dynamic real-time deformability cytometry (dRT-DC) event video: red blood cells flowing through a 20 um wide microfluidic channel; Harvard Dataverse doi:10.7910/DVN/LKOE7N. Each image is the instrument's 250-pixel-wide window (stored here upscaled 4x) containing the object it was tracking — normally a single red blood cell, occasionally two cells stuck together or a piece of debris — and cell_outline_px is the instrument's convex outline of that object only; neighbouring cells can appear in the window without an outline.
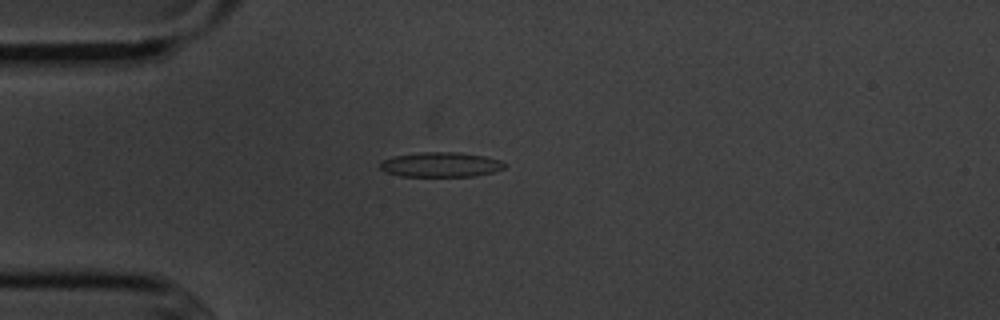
{"species": "common noctule bat (a hibernating species)", "species_latin": "Nyctalus noctula", "temperature_condition": "cold", "stored_images_in_passage": 41, "camera_frame_rate_fps": 3000, "um_per_image_px": 0.085, "animal": {"sex": "male", "body_mass_g": 20.1, "forearm_length_mm": 53.5}, "frame": {"image": 1, "passage_image": 1, "time_ms": 0.0, "image_size_px": [1000, 320], "cell_outline_px": [[504, 168], [492, 172], [472, 176], [400, 176], [384, 172], [380, 168], [380, 164], [384, 160], [392, 156], [420, 152], [460, 152], [484, 156], [500, 160], [504, 164]], "centroid_in_image_um": [37.42, 13.99], "position_along_channel_um": 47.6, "area_um2": 17.92}}
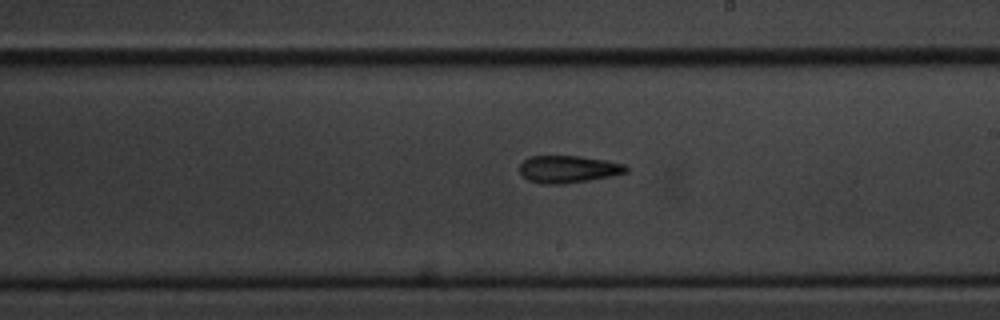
{"frame": {"image": 2, "passage_image": 18, "time_ms": 5.667, "image_size_px": [1000, 320], "cell_outline_px": [[628, 172], [588, 180], [560, 184], [540, 184], [528, 180], [520, 172], [520, 164], [528, 156], [580, 156], [604, 160], [624, 164], [628, 168]], "centroid_in_image_um": [48.26, 14.37], "position_along_channel_um": 240.7, "area_um2": 16.76}}
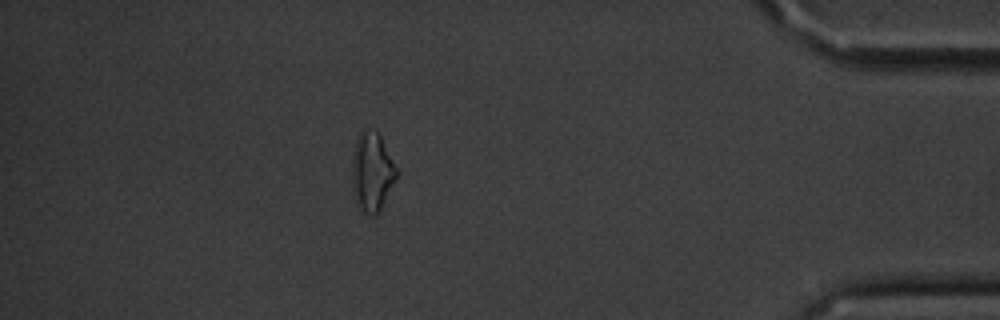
{"frame": {"image": 3, "passage_image": 35, "time_ms": 11.333, "image_size_px": [1000, 320], "cell_outline_px": [[400, 172], [380, 212], [376, 216], [372, 216], [360, 212], [356, 204], [352, 188], [352, 152], [356, 140], [360, 132], [364, 128], [376, 132], [380, 136]], "centroid_in_image_um": [31.62, 14.67], "position_along_channel_um": 403.6, "area_um2": 21.1}, "authors_computed_cell_mechanics": {"area_um2": 16.9932, "velocity_mm_per_s": 3.6345, "shape_relaxation_time_tau1_ms": 4.912, "shape_relaxation_time_tau2_ms": 6.2902, "deformation_change_tau1": 0.164, "deformation_change_tau2": 0.1899}}